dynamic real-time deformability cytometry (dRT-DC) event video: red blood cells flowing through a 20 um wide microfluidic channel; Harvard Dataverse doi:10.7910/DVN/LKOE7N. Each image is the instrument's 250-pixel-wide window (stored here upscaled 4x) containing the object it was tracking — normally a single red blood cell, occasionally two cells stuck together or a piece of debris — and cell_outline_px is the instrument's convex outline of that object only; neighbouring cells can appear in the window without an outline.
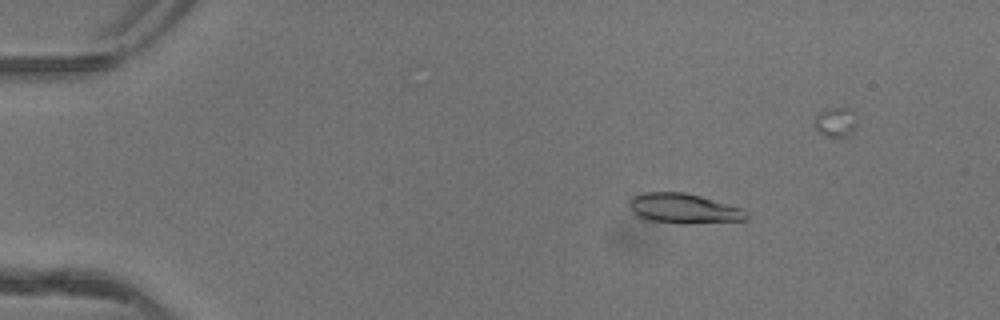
{"species": "common noctule bat (a hibernating species)", "species_latin": "Nyctalus noctula", "temperature_condition": "warm", "stored_images_in_passage": 44, "camera_frame_rate_fps": 3000, "um_per_image_px": 0.085, "animal": {"sex": "female"}, "frame": {"image": 1, "passage_image": 9, "time_ms": 2.667, "image_size_px": [1000, 320], "cell_outline_px": [[748, 220], [688, 224], [680, 224], [648, 220], [640, 216], [628, 204], [632, 196], [644, 192], [684, 192], [700, 196], [744, 208], [748, 216]], "centroid_in_image_um": [58.17, 17.72], "position_along_channel_um": 26.8, "area_um2": 20.46}}
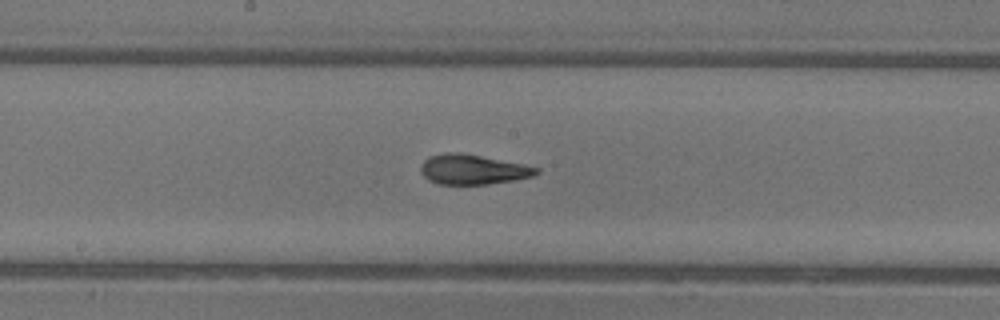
{"frame": {"image": 2, "passage_image": 28, "time_ms": 9.0, "image_size_px": [1000, 320], "cell_outline_px": [[540, 172], [532, 176], [516, 180], [488, 184], [436, 184], [428, 180], [420, 172], [420, 168], [424, 160], [432, 156], [448, 152], [460, 152], [524, 164], [540, 168]], "centroid_in_image_um": [40.2, 14.41], "position_along_channel_um": 208.0, "area_um2": 20.17}}
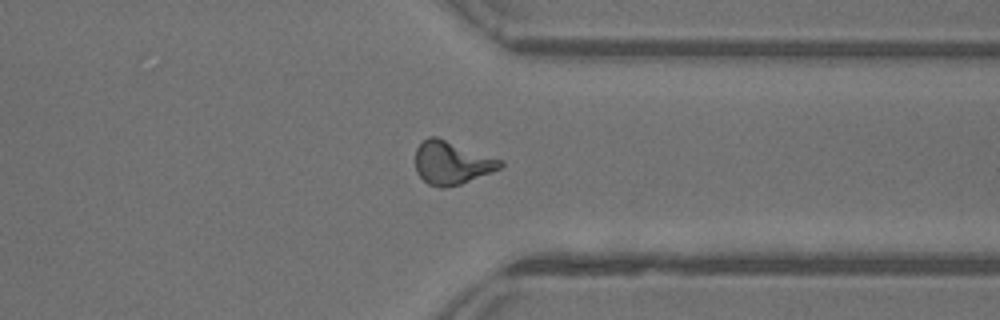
{"frame": {"image": 3, "passage_image": 40, "time_ms": 13.0, "image_size_px": [1000, 320], "cell_outline_px": [[504, 164], [500, 168], [460, 184], [444, 188], [440, 188], [428, 184], [416, 172], [416, 148], [428, 136], [436, 136], [504, 160]], "centroid_in_image_um": [38.4, 13.83], "position_along_channel_um": 373.0, "area_um2": 21.27}}